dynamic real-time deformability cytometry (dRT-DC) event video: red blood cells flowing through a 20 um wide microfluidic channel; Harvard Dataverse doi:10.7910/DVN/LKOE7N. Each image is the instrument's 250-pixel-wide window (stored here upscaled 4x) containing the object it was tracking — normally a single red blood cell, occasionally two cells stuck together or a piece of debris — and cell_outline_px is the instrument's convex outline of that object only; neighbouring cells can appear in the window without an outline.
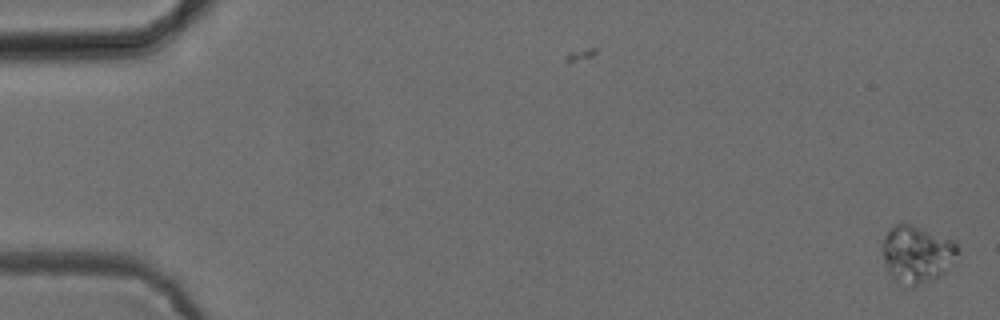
{"species": "common noctule bat (a hibernating species)", "species_latin": "Nyctalus noctula", "temperature_condition": "cold", "stored_images_in_passage": 54, "camera_frame_rate_fps": 3000, "um_per_image_px": 0.085, "animal": {"sex": "female", "body_mass_g": 24.6, "forearm_length_mm": 56.2}, "frame": {"image": 1, "passage_image": 1, "time_ms": 0.0, "image_size_px": [1000, 320], "cell_outline_px": [[960, 252], [952, 268], [948, 272], [940, 276], [916, 284], [912, 284], [896, 280], [888, 272], [880, 248], [880, 244], [884, 236], [896, 224], [904, 220], [956, 240]], "centroid_in_image_um": [77.99, 21.52], "position_along_channel_um": 7.0, "area_um2": 25.78}}
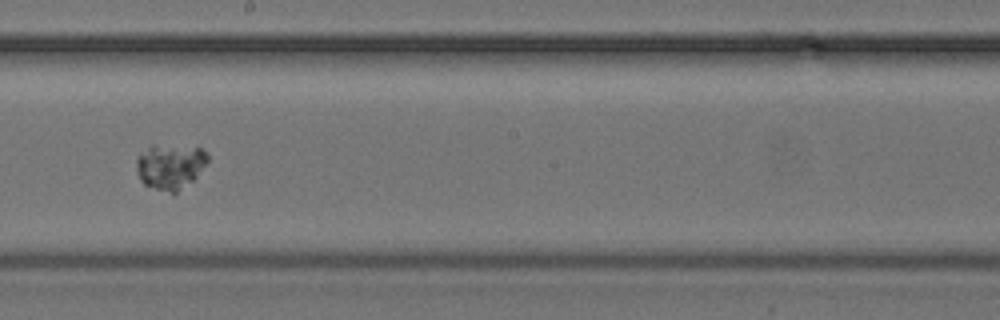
{"frame": {"image": 2, "passage_image": 31, "time_ms": 10.0, "image_size_px": [1000, 320], "cell_outline_px": [[208, 160], [196, 176], [192, 180], [176, 192], [172, 192], [156, 188], [144, 184], [140, 180], [136, 168], [136, 160], [152, 144], [156, 144], [200, 148], [208, 156]], "centroid_in_image_um": [14.45, 14.12], "position_along_channel_um": 233.8, "area_um2": 18.21}}
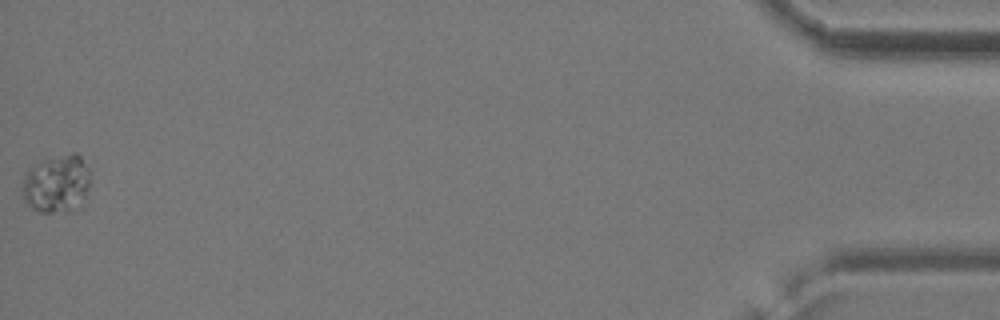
{"frame": {"image": 3, "passage_image": 54, "time_ms": 17.667, "image_size_px": [1000, 320], "cell_outline_px": [[92, 172], [84, 204], [76, 212], [40, 212], [32, 208], [24, 200], [20, 188], [24, 172], [40, 160], [72, 152], [76, 152], [80, 156]], "centroid_in_image_um": [4.84, 15.63], "position_along_channel_um": 430.4, "area_um2": 24.04}, "authors_computed_cell_mechanics": {"area_um2": 20.5768, "velocity_mm_per_s": 3.8083, "shape_relaxation_time_tau1_ms": 5.5158, "shape_relaxation_time_tau2_ms": null, "deformation_change_tau1": 0.0594, "deformation_change_tau2": null}}